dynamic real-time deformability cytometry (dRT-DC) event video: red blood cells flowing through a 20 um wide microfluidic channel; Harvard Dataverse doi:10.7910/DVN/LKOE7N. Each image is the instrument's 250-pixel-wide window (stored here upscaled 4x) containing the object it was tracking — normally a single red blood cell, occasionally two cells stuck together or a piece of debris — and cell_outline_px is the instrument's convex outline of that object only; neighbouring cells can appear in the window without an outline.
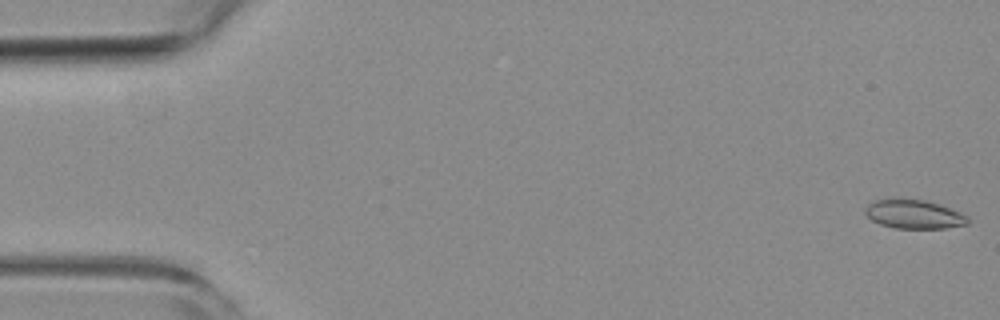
{"species": "common noctule bat (a hibernating species)", "species_latin": "Nyctalus noctula", "temperature_condition": "room temperature", "stored_images_in_passage": 52, "camera_frame_rate_fps": 3000, "um_per_image_px": 0.085, "animal": {"sex": "female", "body_mass_g": 19.3, "forearm_length_mm": 54.1}, "frame": {"image": 1, "passage_image": 1, "time_ms": 0.0, "image_size_px": [1000, 320], "cell_outline_px": [[968, 224], [944, 228], [896, 228], [880, 224], [872, 220], [864, 212], [864, 208], [868, 204], [876, 200], [924, 200], [940, 204], [960, 212], [968, 216]], "centroid_in_image_um": [77.7, 18.22], "position_along_channel_um": 7.3, "area_um2": 16.94}}
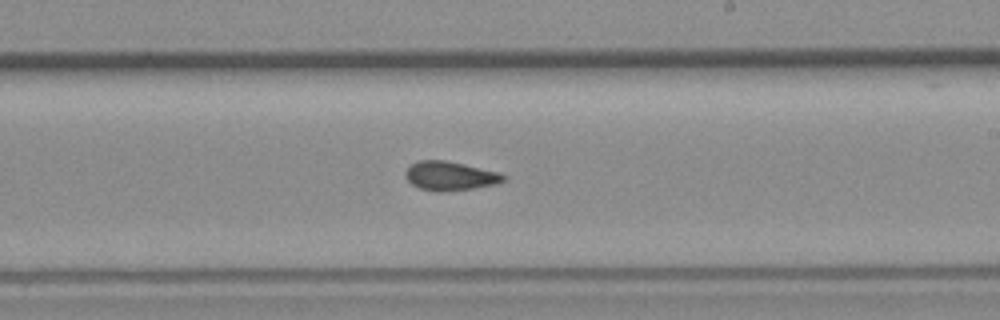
{"frame": {"image": 2, "passage_image": 31, "time_ms": 10.0, "image_size_px": [1000, 320], "cell_outline_px": [[508, 180], [496, 184], [472, 188], [444, 192], [436, 192], [420, 188], [412, 184], [404, 176], [404, 172], [412, 164], [420, 160], [444, 160], [464, 164], [500, 172], [508, 176]], "centroid_in_image_um": [38.3, 14.96], "position_along_channel_um": 250.7, "area_um2": 16.7}}
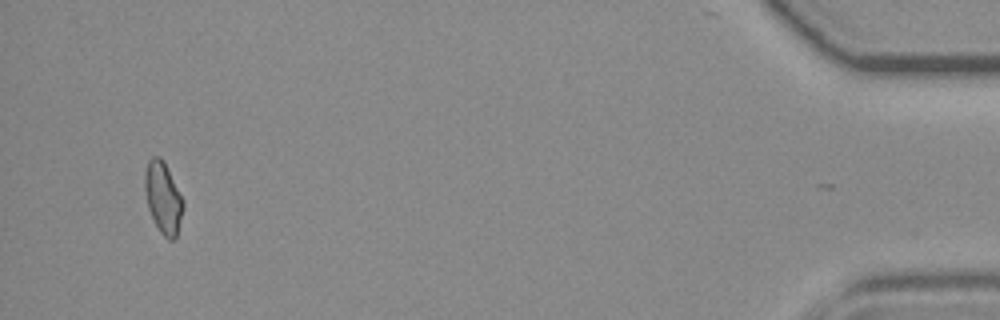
{"frame": {"image": 3, "passage_image": 51, "time_ms": 16.667, "image_size_px": [1000, 320], "cell_outline_px": [[184, 208], [176, 236], [172, 240], [168, 240], [160, 232], [148, 208], [144, 188], [144, 172], [148, 160], [152, 156], [160, 156], [164, 160], [184, 200]], "centroid_in_image_um": [13.86, 16.76], "position_along_channel_um": 421.3, "area_um2": 16.13}, "authors_computed_cell_mechanics": {"area_um2": 16.6175, "velocity_mm_per_s": 3.8425, "shape_relaxation_time_tau1_ms": null, "shape_relaxation_time_tau2_ms": 2.0381, "deformation_change_tau1": null, "deformation_change_tau2": 0.0644}}